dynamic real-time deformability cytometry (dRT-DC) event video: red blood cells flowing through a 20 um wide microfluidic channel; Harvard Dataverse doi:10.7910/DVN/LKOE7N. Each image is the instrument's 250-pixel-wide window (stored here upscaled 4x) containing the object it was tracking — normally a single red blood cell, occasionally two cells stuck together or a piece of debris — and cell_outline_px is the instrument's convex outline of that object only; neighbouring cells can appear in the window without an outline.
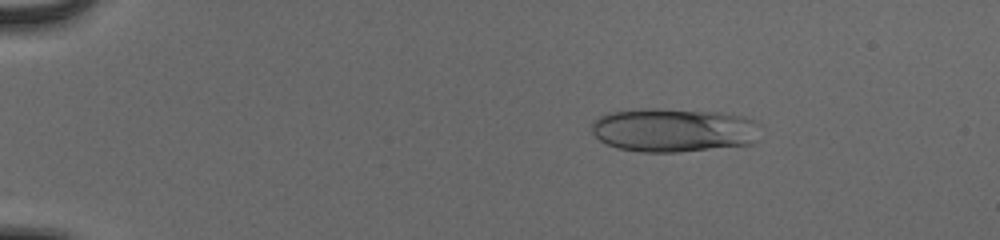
{"species": "human", "species_latin": "Homo sapiens", "temperature_condition": "cold", "stored_images_in_passage": 46, "camera_frame_rate_fps": 3000, "um_per_image_px": 0.085, "donor": {"sex": "male"}, "frame": {"image": 1, "passage_image": 2, "time_ms": 0.333, "image_size_px": [1000, 240], "cell_outline_px": [[760, 124], [756, 140], [752, 144], [680, 152], [644, 152], [616, 148], [600, 140], [592, 132], [592, 120], [608, 112], [644, 108], [656, 108], [720, 112], [744, 116]], "centroid_in_image_um": [57.25, 11.05], "position_along_channel_um": 27.7, "area_um2": 43.41}}
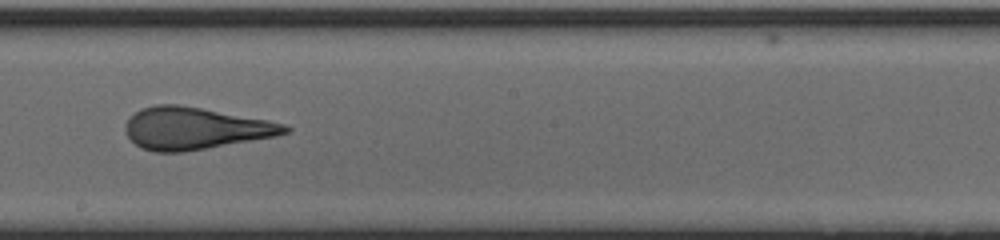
{"frame": {"image": 2, "passage_image": 25, "time_ms": 8.0, "image_size_px": [1000, 240], "cell_outline_px": [[292, 128], [288, 132], [276, 136], [184, 152], [152, 152], [140, 148], [124, 132], [124, 124], [140, 108], [156, 104], [180, 104], [268, 120], [284, 124]], "centroid_in_image_um": [16.54, 10.91], "position_along_channel_um": 231.7, "area_um2": 39.13}}
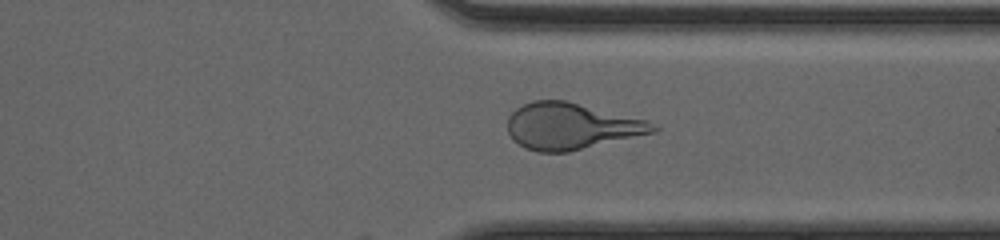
{"frame": {"image": 3, "passage_image": 35, "time_ms": 11.333, "image_size_px": [1000, 240], "cell_outline_px": [[660, 128], [656, 132], [568, 152], [540, 152], [524, 148], [512, 140], [508, 132], [508, 116], [516, 108], [532, 100], [564, 100], [648, 120]], "centroid_in_image_um": [48.54, 10.73], "position_along_channel_um": 362.9, "area_um2": 39.42}, "authors_computed_cell_mechanics": {"area_um2": 39.4196, "velocity_mm_per_s": 3.9186, "shape_relaxation_time_tau1_ms": 7.765, "shape_relaxation_time_tau2_ms": 0.9366, "deformation_change_tau1": 0.242, "deformation_change_tau2": 0.0939}}